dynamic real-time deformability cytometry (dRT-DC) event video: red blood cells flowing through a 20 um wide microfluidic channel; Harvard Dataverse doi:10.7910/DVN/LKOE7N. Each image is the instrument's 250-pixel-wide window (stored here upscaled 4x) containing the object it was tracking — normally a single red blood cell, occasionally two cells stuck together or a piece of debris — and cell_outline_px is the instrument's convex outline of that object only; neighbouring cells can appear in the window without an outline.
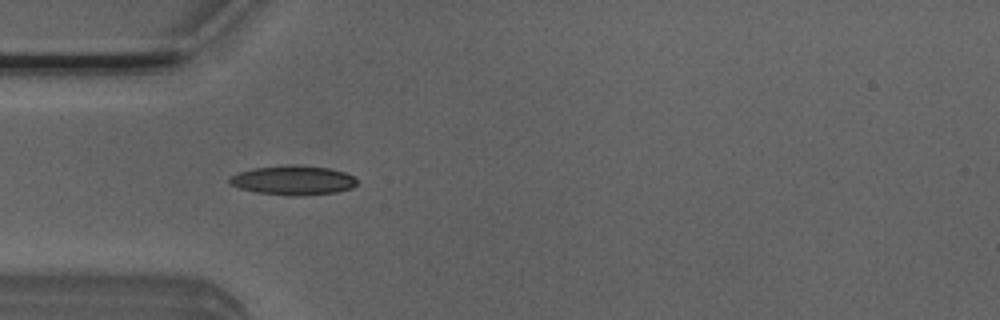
{"species": "Egyptian fruit bat (a non-hibernating species)", "species_latin": "Rousettus aegyptiacus", "temperature_condition": "room temperature", "stored_images_in_passage": 27, "camera_frame_rate_fps": 3000, "um_per_image_px": 0.085, "animal": {"sex": "male"}, "frame": {"image": 1, "passage_image": 5, "time_ms": 1.333, "image_size_px": [1000, 320], "cell_outline_px": [[356, 184], [352, 188], [336, 192], [300, 196], [288, 196], [256, 192], [240, 188], [228, 184], [228, 176], [252, 168], [292, 164], [328, 168], [344, 172], [352, 176], [356, 180]], "centroid_in_image_um": [24.86, 15.32], "position_along_channel_um": 60.1, "area_um2": 21.91}}
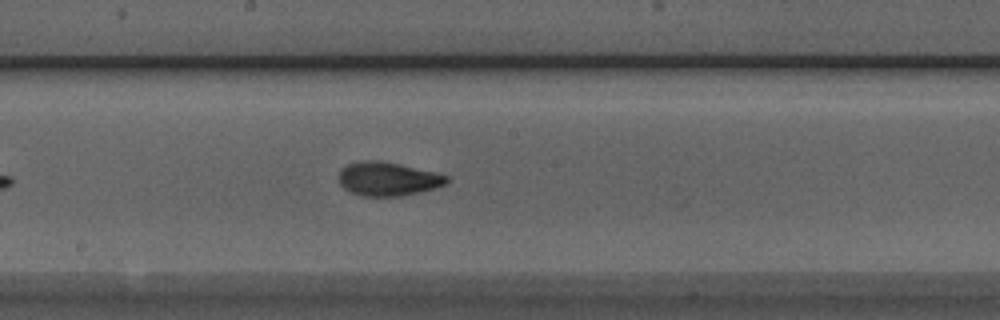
{"frame": {"image": 2, "passage_image": 17, "time_ms": 5.333, "image_size_px": [1000, 320], "cell_outline_px": [[448, 180], [444, 184], [420, 192], [400, 196], [360, 196], [344, 188], [340, 184], [340, 168], [348, 164], [364, 160], [376, 160], [400, 164], [436, 172], [448, 176]], "centroid_in_image_um": [32.95, 15.2], "position_along_channel_um": 215.2, "area_um2": 21.04}}
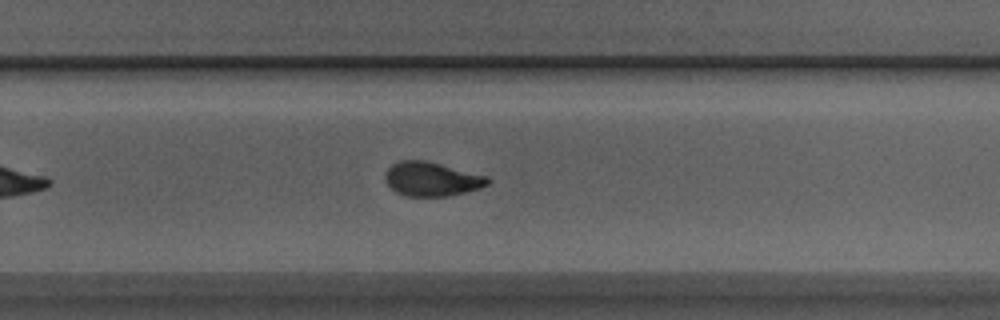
{"frame": {"image": 3, "passage_image": 23, "time_ms": 7.333, "image_size_px": [1000, 320], "cell_outline_px": [[492, 180], [488, 184], [480, 188], [448, 196], [404, 196], [396, 192], [388, 184], [384, 176], [388, 168], [392, 164], [400, 160], [424, 160], [488, 176]], "centroid_in_image_um": [36.69, 15.22], "position_along_channel_um": 293.1, "area_um2": 20.29}}